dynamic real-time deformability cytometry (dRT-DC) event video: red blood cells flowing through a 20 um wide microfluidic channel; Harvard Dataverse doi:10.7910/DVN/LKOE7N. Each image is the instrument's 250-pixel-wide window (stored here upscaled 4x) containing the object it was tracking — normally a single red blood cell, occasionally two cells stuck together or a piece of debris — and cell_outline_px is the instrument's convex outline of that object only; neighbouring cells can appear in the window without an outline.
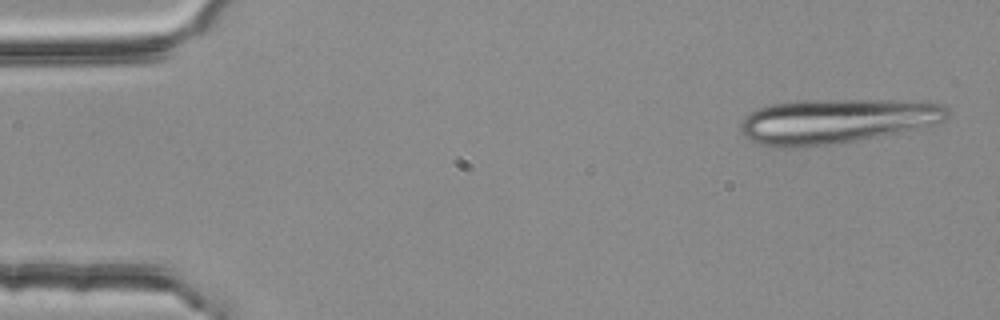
{"species": "common noctule bat (a hibernating species)", "species_latin": "Nyctalus noctula", "temperature_condition": "room temperature", "stored_images_in_passage": 4, "camera_frame_rate_fps": 3000, "um_per_image_px": 0.085, "animal": {"sex": "female", "body_mass_g": 25.1}, "frame": {"image": 1, "passage_image": 1, "time_ms": 0.0, "image_size_px": [1000, 320], "cell_outline_px": [[948, 116], [944, 120], [936, 124], [924, 128], [836, 144], [788, 148], [764, 144], [748, 140], [740, 132], [740, 124], [744, 116], [756, 108], [772, 104], [796, 100], [892, 100], [944, 104], [948, 112]], "centroid_in_image_um": [71.08, 10.29], "position_along_channel_um": 13.9, "area_um2": 54.16}}